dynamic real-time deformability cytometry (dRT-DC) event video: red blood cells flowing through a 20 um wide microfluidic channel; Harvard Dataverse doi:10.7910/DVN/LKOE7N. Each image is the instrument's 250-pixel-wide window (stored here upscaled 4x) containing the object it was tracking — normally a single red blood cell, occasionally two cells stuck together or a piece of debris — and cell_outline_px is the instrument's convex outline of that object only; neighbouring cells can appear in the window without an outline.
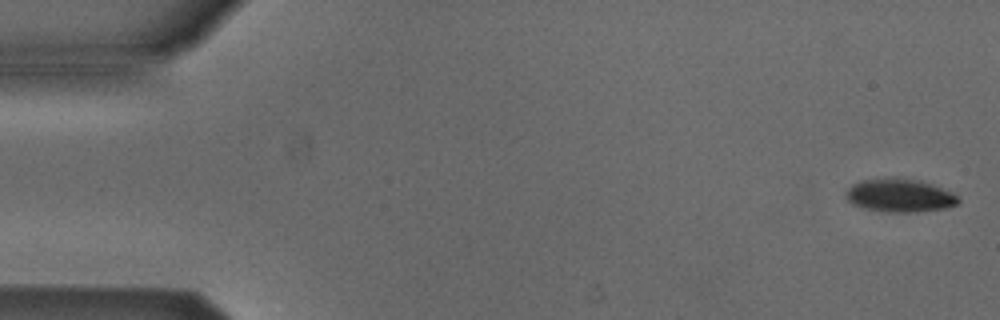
{"species": "Egyptian fruit bat (a non-hibernating species)", "species_latin": "Rousettus aegyptiacus", "temperature_condition": "cold", "stored_images_in_passage": 3, "camera_frame_rate_fps": 3000, "um_per_image_px": 0.085, "animal": {"sex": "male"}, "frame": {"image": 1, "passage_image": 1, "time_ms": 0.0, "image_size_px": [1000, 320], "cell_outline_px": [[960, 200], [956, 204], [944, 208], [916, 212], [884, 212], [864, 208], [852, 204], [848, 200], [844, 192], [852, 184], [860, 180], [920, 180], [952, 192]], "centroid_in_image_um": [76.45, 16.65], "position_along_channel_um": 8.6, "area_um2": 21.15}}